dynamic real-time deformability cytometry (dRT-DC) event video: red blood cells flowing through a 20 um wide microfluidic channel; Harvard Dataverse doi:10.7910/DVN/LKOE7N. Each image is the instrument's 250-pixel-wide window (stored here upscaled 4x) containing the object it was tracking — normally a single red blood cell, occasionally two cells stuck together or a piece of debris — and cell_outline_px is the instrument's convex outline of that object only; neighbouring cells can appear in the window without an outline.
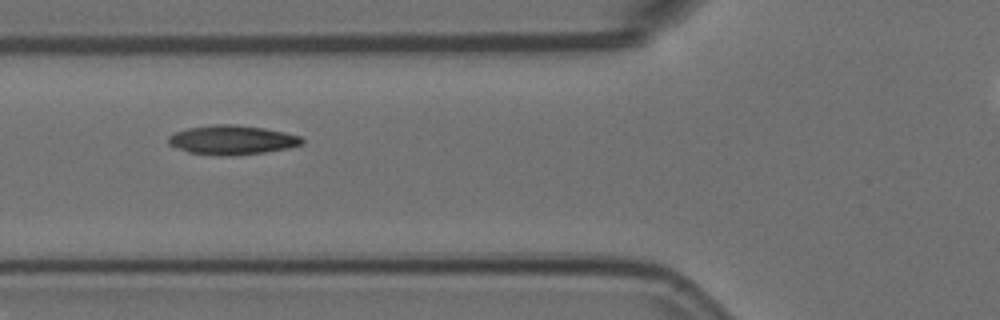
{"species": "Egyptian fruit bat (a non-hibernating species)", "species_latin": "Rousettus aegyptiacus", "temperature_condition": "room temperature", "stored_images_in_passage": 11, "segment_of_instrument_passage": [1, 2], "camera_frame_rate_fps": 3000, "um_per_image_px": 0.085, "animal": {"sex": "female"}, "frame": {"image": 1, "passage_image": 3, "time_ms": 0.667, "image_size_px": [1000, 320], "cell_outline_px": [[304, 144], [288, 148], [264, 152], [228, 156], [220, 156], [188, 152], [168, 144], [168, 136], [176, 132], [188, 128], [212, 124], [232, 124], [264, 128], [284, 132], [300, 136], [304, 140]], "centroid_in_image_um": [19.73, 11.89], "position_along_channel_um": 106.1, "area_um2": 22.77}}
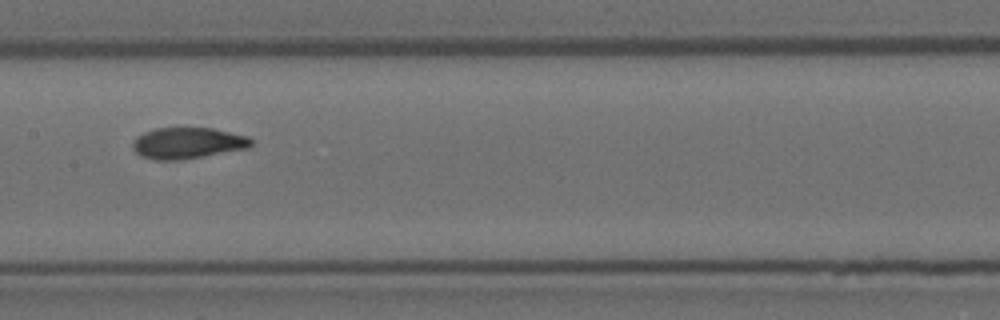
{"frame": {"image": 2, "passage_image": 5, "time_ms": 1.333, "image_size_px": [1000, 320], "cell_outline_px": [[252, 144], [248, 148], [180, 160], [152, 160], [140, 156], [132, 148], [132, 144], [136, 136], [144, 132], [156, 128], [184, 124], [212, 128], [248, 136], [252, 140]], "centroid_in_image_um": [15.9, 12.11], "position_along_channel_um": 191.5, "area_um2": 22.37}}
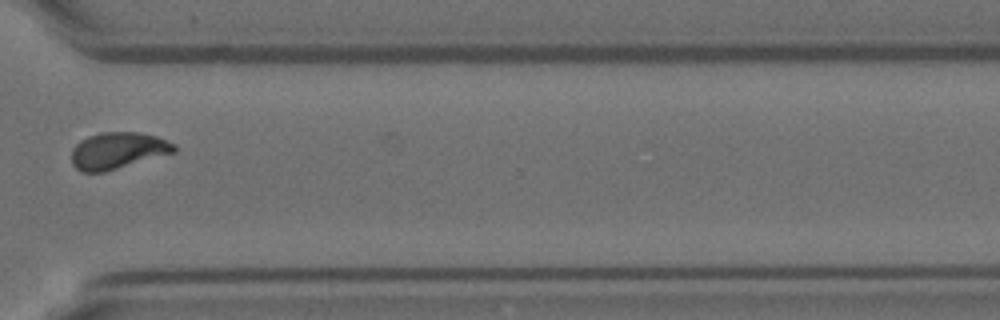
{"frame": {"image": 3, "passage_image": 9, "time_ms": 2.667, "image_size_px": [1000, 320], "cell_outline_px": [[176, 152], [104, 172], [80, 172], [72, 164], [72, 148], [80, 140], [88, 136], [100, 132], [140, 132], [156, 136], [176, 144]], "centroid_in_image_um": [10.01, 12.8], "position_along_channel_um": 360.6, "area_um2": 22.02}}